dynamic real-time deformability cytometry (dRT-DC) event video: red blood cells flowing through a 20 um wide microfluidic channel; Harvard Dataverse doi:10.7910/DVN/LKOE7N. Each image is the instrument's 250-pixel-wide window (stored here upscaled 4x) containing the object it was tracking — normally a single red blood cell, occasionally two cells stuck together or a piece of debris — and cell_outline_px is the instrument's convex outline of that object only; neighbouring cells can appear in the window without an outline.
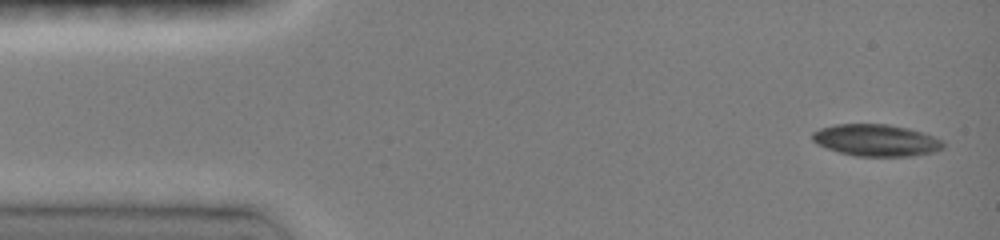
{"species": "common noctule bat (a hibernating species)", "species_latin": "Nyctalus noctula", "temperature_condition": "room temperature", "stored_images_in_passage": 9, "camera_frame_rate_fps": 3000, "um_per_image_px": 0.085, "animal": {"sex": "female", "body_mass_g": 19.0, "forearm_length_mm": 51.5}, "frame": {"image": 1, "passage_image": 1, "time_ms": 0.0, "image_size_px": [1000, 240], "cell_outline_px": [[944, 148], [936, 152], [912, 156], [856, 156], [840, 152], [816, 144], [812, 140], [812, 132], [820, 128], [836, 124], [888, 124], [908, 128], [924, 132], [944, 140]], "centroid_in_image_um": [74.52, 11.92], "position_along_channel_um": 10.5, "area_um2": 24.51}}
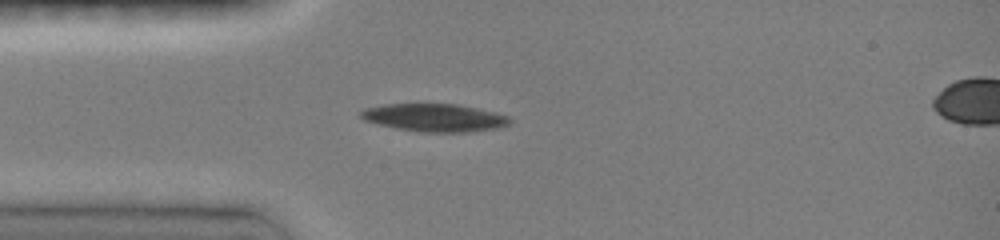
{"frame": {"image": 2, "passage_image": 8, "time_ms": 3.333, "image_size_px": [1000, 240], "cell_outline_px": [[512, 120], [508, 124], [496, 128], [468, 132], [420, 132], [396, 128], [364, 120], [360, 116], [360, 112], [364, 108], [384, 104], [456, 104], [496, 112], [508, 116]], "centroid_in_image_um": [36.93, 10.0], "position_along_channel_um": 48.1, "area_um2": 24.04}}